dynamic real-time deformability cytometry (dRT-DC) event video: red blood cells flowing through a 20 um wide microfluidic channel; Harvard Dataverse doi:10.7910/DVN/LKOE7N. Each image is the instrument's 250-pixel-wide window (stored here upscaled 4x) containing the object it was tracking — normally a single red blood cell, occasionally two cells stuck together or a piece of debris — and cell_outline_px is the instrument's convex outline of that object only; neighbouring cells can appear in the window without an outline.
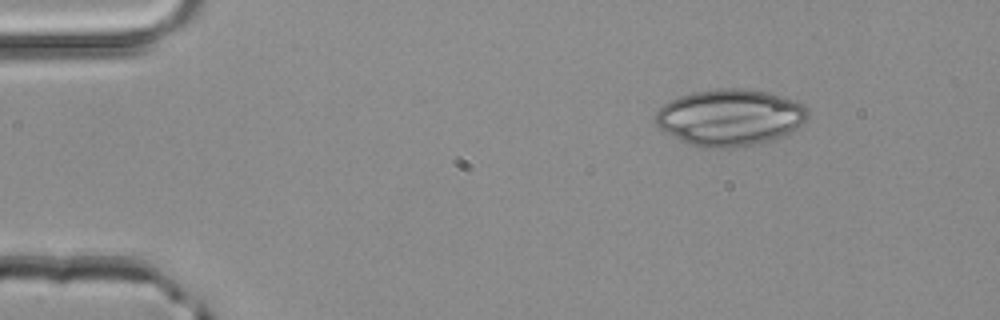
{"species": "common noctule bat (a hibernating species)", "species_latin": "Nyctalus noctula", "temperature_condition": "room temperature", "stored_images_in_passage": 3, "camera_frame_rate_fps": 3000, "um_per_image_px": 0.085, "animal": {"sex": "male", "body_mass_g": 20.4}, "frame": {"image": 1, "passage_image": 1, "time_ms": 0.0, "image_size_px": [1000, 320], "cell_outline_px": [[808, 120], [804, 124], [792, 132], [784, 136], [752, 144], [732, 148], [704, 148], [680, 140], [660, 128], [656, 124], [652, 116], [664, 104], [680, 96], [692, 92], [716, 88], [748, 88], [768, 92], [796, 100], [804, 104], [808, 108]], "centroid_in_image_um": [62.08, 9.96], "position_along_channel_um": 22.9, "area_um2": 50.63}}